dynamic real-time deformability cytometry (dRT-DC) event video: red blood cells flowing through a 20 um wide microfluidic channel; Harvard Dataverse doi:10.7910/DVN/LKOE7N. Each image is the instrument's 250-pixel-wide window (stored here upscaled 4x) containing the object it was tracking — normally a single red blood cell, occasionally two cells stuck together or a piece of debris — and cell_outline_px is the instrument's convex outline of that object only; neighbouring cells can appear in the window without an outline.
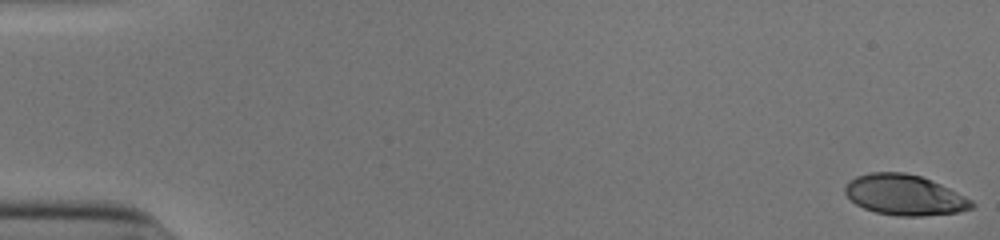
{"species": "human", "species_latin": "Homo sapiens", "temperature_condition": "cold", "stored_images_in_passage": 53, "camera_frame_rate_fps": 3000, "um_per_image_px": 0.085, "donor": {"sex": "male"}, "frame": {"image": 1, "passage_image": 1, "time_ms": 0.0, "image_size_px": [1000, 240], "cell_outline_px": [[976, 204], [972, 208], [960, 212], [924, 216], [896, 216], [876, 212], [864, 208], [856, 204], [844, 192], [844, 188], [856, 176], [872, 172], [904, 172], [920, 176], [940, 184], [972, 200]], "centroid_in_image_um": [76.91, 16.58], "position_along_channel_um": 8.1, "area_um2": 29.71}}
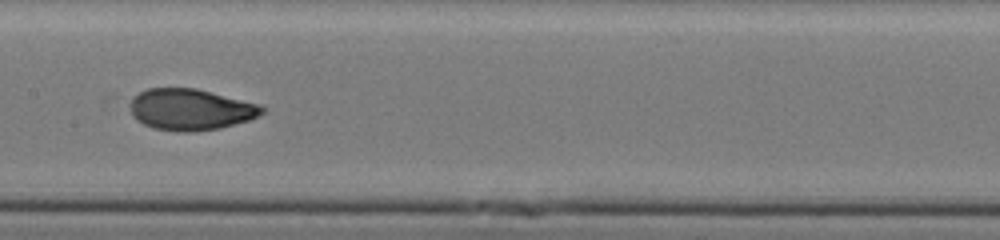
{"frame": {"image": 2, "passage_image": 28, "time_ms": 9.0, "image_size_px": [1000, 240], "cell_outline_px": [[264, 112], [248, 120], [220, 128], [192, 132], [180, 132], [152, 128], [136, 120], [132, 116], [132, 96], [148, 88], [196, 88], [260, 104], [264, 108]], "centroid_in_image_um": [16.19, 9.31], "position_along_channel_um": 191.2, "area_um2": 31.67}}
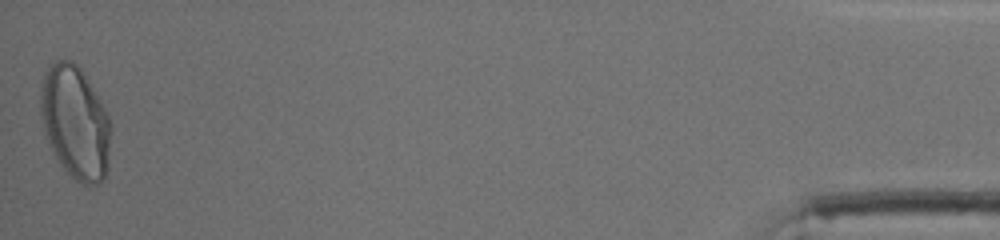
{"frame": {"image": 3, "passage_image": 53, "time_ms": 17.333, "image_size_px": [1000, 240], "cell_outline_px": [[112, 124], [108, 168], [104, 180], [100, 184], [84, 184], [76, 180], [60, 164], [48, 144], [44, 136], [40, 112], [40, 92], [44, 72], [56, 60], [72, 60], [80, 68], [104, 108]], "centroid_in_image_um": [6.39, 10.43], "position_along_channel_um": 428.8, "area_um2": 46.47}, "authors_computed_cell_mechanics": {"area_um2": 31.6744, "velocity_mm_per_s": 3.9053, "shape_relaxation_time_tau1_ms": 5.0048, "shape_relaxation_time_tau2_ms": null, "deformation_change_tau1": 0.1915, "deformation_change_tau2": null}}